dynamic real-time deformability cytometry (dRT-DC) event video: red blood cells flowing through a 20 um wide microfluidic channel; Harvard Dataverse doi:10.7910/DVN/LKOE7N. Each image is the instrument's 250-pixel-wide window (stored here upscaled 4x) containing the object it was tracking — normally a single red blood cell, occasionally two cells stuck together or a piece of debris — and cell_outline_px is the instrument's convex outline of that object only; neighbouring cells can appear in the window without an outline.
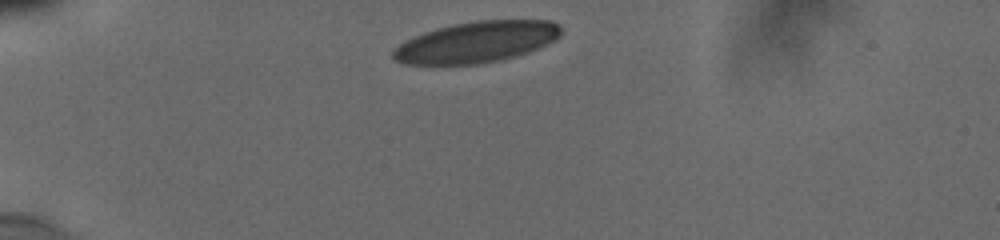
{"species": "human", "species_latin": "Homo sapiens", "temperature_condition": "cold", "stored_images_in_passage": 25, "camera_frame_rate_fps": 3000, "um_per_image_px": 0.085, "donor": {"sex": "male"}, "frame": {"image": 1, "passage_image": 1, "time_ms": 0.0, "image_size_px": [1000, 240], "cell_outline_px": [[560, 36], [556, 40], [528, 52], [516, 56], [500, 60], [480, 64], [404, 64], [396, 60], [392, 56], [392, 52], [400, 44], [424, 32], [436, 28], [452, 24], [476, 20], [552, 20], [560, 28]], "centroid_in_image_um": [40.53, 3.57], "position_along_channel_um": 44.5, "area_um2": 40.0}}
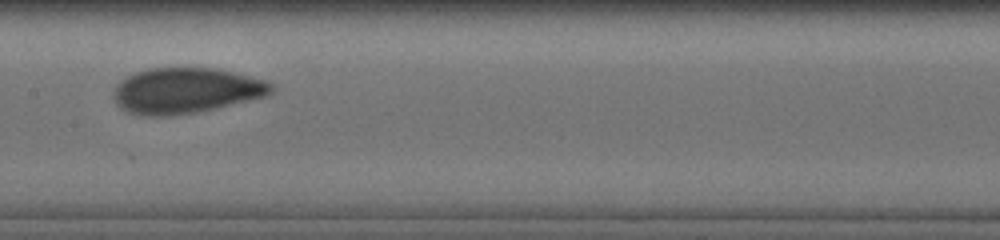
{"frame": {"image": 2, "passage_image": 10, "time_ms": 5.0, "image_size_px": [1000, 240], "cell_outline_px": [[276, 88], [272, 92], [264, 96], [216, 108], [196, 112], [168, 116], [144, 116], [128, 112], [120, 108], [112, 96], [112, 92], [116, 84], [120, 80], [136, 72], [148, 68], [216, 68], [264, 80], [276, 84]], "centroid_in_image_um": [15.77, 7.7], "position_along_channel_um": 191.6, "area_um2": 41.96}}
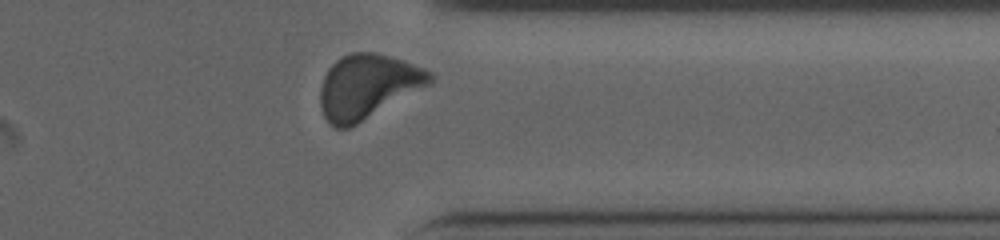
{"frame": {"image": 3, "passage_image": 22, "time_ms": 10.0, "image_size_px": [1000, 240], "cell_outline_px": [[432, 80], [428, 84], [356, 124], [348, 128], [336, 128], [328, 124], [324, 116], [320, 104], [320, 88], [324, 76], [328, 68], [336, 60], [352, 52], [376, 52], [424, 68], [432, 72]], "centroid_in_image_um": [31.18, 7.34], "position_along_channel_um": 380.2, "area_um2": 40.29}, "authors_computed_cell_mechanics": {"area_um2": 40.2866, "velocity_mm_per_s": 3.8058, "shape_relaxation_time_tau1_ms": 4.1183, "shape_relaxation_time_tau2_ms": 0.6608, "deformation_change_tau1": 0.1336, "deformation_change_tau2": 0.0469}}